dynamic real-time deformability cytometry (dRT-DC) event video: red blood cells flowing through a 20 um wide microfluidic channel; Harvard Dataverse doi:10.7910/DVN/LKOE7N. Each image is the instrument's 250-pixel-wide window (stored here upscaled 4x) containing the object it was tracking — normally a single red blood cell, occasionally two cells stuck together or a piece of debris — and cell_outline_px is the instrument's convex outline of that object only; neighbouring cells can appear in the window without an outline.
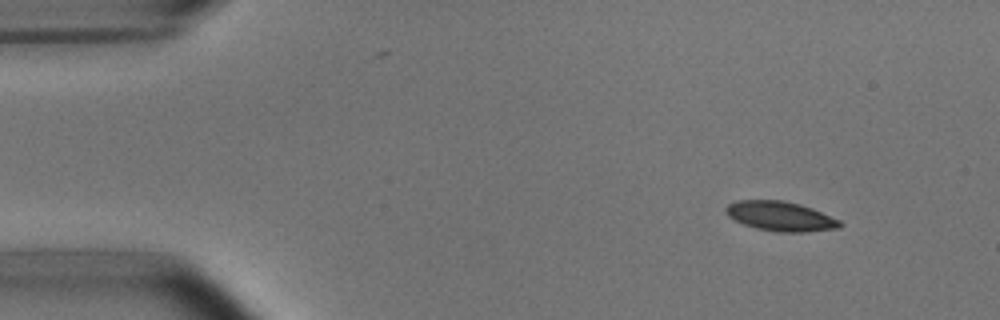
{"species": "common noctule bat (a hibernating species)", "species_latin": "Nyctalus noctula", "temperature_condition": "room temperature", "stored_images_in_passage": 4, "camera_frame_rate_fps": 3000, "um_per_image_px": 0.085, "animal": {"sex": "male", "body_mass_g": 15.6}, "frame": {"image": 1, "passage_image": 2, "time_ms": 1.0, "image_size_px": [1000, 320], "cell_outline_px": [[844, 224], [840, 228], [804, 232], [776, 232], [756, 228], [732, 220], [724, 212], [724, 208], [728, 204], [736, 200], [784, 200], [800, 204], [812, 208], [840, 220]], "centroid_in_image_um": [66.32, 18.38], "position_along_channel_um": 18.7, "area_um2": 19.94}}
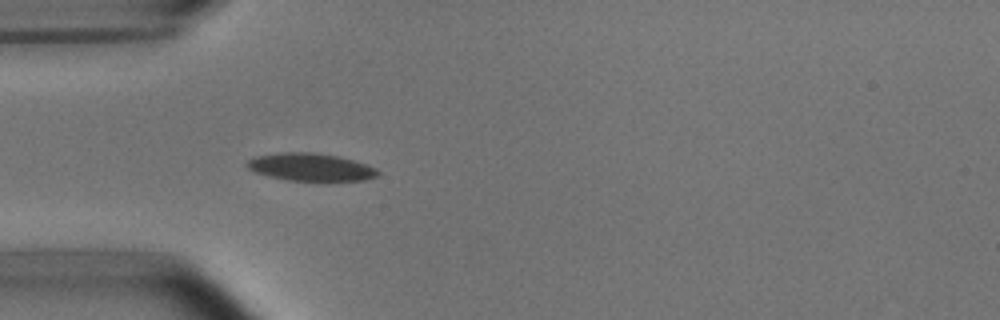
{"frame": {"image": 2, "passage_image": 4, "time_ms": 4.333, "image_size_px": [1000, 320], "cell_outline_px": [[380, 176], [364, 180], [288, 180], [268, 176], [256, 172], [248, 168], [244, 164], [248, 160], [256, 156], [280, 152], [316, 152], [340, 156], [368, 164], [376, 168], [380, 172]], "centroid_in_image_um": [26.44, 14.19], "position_along_channel_um": 58.6, "area_um2": 21.21}}